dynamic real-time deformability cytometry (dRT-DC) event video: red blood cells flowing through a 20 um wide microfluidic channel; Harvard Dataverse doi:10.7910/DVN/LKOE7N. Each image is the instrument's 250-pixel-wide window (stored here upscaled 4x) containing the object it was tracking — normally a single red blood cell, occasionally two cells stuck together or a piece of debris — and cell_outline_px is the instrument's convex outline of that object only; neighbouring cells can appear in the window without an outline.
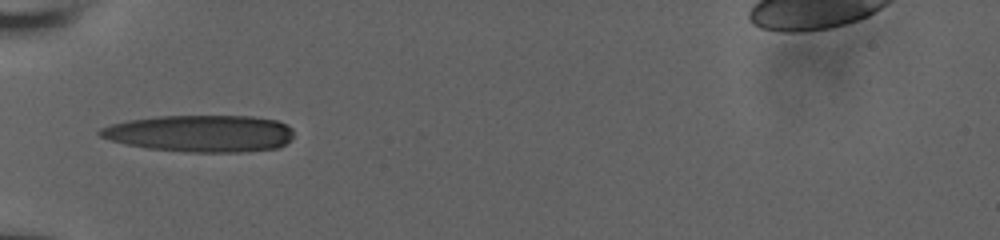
{"species": "human", "species_latin": "Homo sapiens", "temperature_condition": "room temperature", "stored_images_in_passage": 14, "camera_frame_rate_fps": 3000, "um_per_image_px": 0.085, "donor": {"sex": "male"}, "frame": {"image": 1, "passage_image": 1, "time_ms": 0.0, "image_size_px": [1000, 240], "cell_outline_px": [[292, 136], [284, 144], [276, 148], [248, 152], [188, 152], [148, 148], [128, 144], [112, 140], [100, 136], [96, 132], [100, 128], [112, 124], [128, 120], [156, 116], [252, 116], [276, 120], [288, 124], [292, 128]], "centroid_in_image_um": [17.06, 11.34], "position_along_channel_um": 67.9, "area_um2": 41.67}}
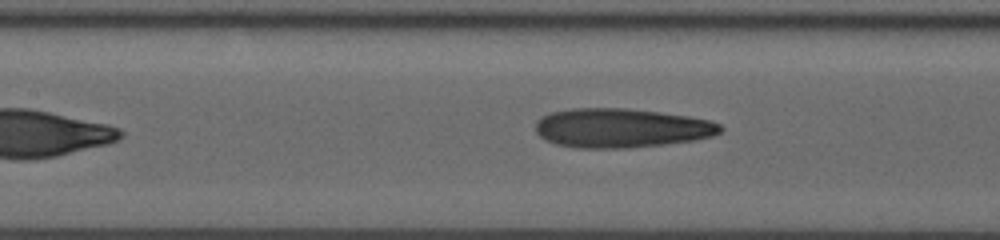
{"frame": {"image": 2, "passage_image": 8, "time_ms": 2.333, "image_size_px": [1000, 240], "cell_outline_px": [[724, 128], [720, 132], [712, 136], [696, 140], [664, 144], [628, 148], [576, 148], [556, 144], [540, 136], [536, 132], [536, 120], [540, 116], [548, 112], [572, 108], [628, 108], [660, 112], [688, 116], [712, 120], [720, 124]], "centroid_in_image_um": [52.8, 10.87], "position_along_channel_um": 154.6, "area_um2": 42.6}}
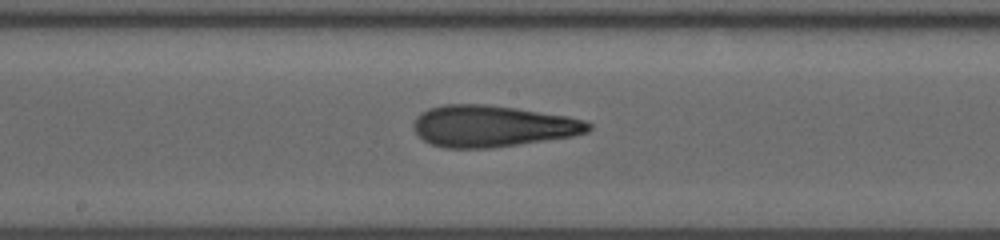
{"frame": {"image": 3, "passage_image": 12, "time_ms": 3.667, "image_size_px": [1000, 240], "cell_outline_px": [[592, 128], [588, 132], [572, 136], [488, 148], [444, 148], [432, 144], [424, 140], [412, 128], [412, 124], [416, 116], [420, 112], [428, 108], [444, 104], [484, 104], [516, 108], [568, 116], [584, 120], [592, 124]], "centroid_in_image_um": [41.82, 10.71], "position_along_channel_um": 206.4, "area_um2": 42.25}}